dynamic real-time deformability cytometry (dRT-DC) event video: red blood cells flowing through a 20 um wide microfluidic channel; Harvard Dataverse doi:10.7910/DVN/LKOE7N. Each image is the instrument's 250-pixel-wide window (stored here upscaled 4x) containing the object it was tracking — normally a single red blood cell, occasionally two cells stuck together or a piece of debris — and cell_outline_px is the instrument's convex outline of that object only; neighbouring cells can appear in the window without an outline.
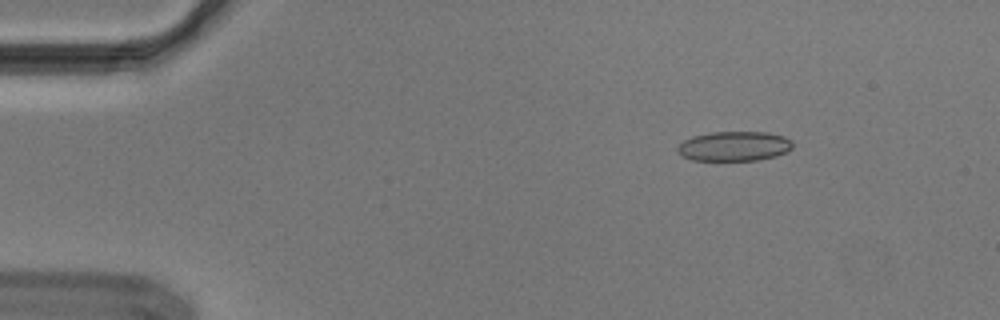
{"species": "Egyptian fruit bat (a non-hibernating species)", "species_latin": "Rousettus aegyptiacus", "temperature_condition": "cold", "stored_images_in_passage": 49, "camera_frame_rate_fps": 3000, "um_per_image_px": 0.085, "animal": {"sex": "male"}, "frame": {"image": 1, "passage_image": 2, "time_ms": 0.333, "image_size_px": [1000, 320], "cell_outline_px": [[792, 148], [788, 152], [776, 156], [756, 160], [692, 160], [676, 152], [676, 148], [684, 140], [692, 136], [712, 132], [768, 132], [784, 136], [792, 140]], "centroid_in_image_um": [62.42, 12.42], "position_along_channel_um": 22.6, "area_um2": 20.0}}
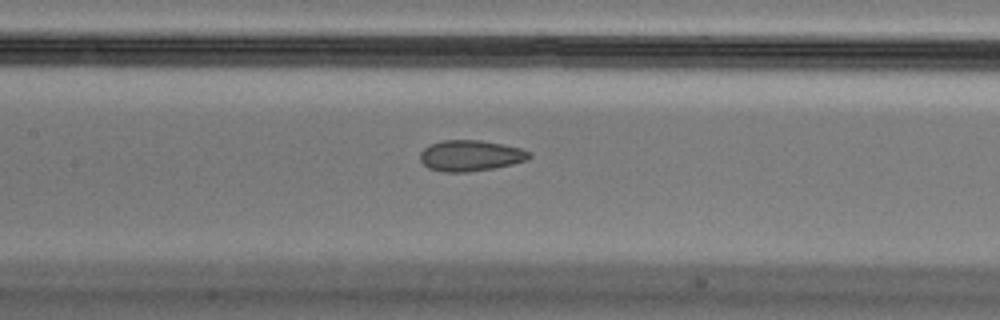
{"frame": {"image": 2, "passage_image": 20, "time_ms": 6.333, "image_size_px": [1000, 320], "cell_outline_px": [[532, 156], [528, 160], [512, 164], [492, 168], [468, 172], [440, 172], [428, 168], [420, 160], [420, 152], [428, 144], [444, 140], [480, 140], [504, 144], [520, 148], [532, 152]], "centroid_in_image_um": [39.99, 13.23], "position_along_channel_um": 167.4, "area_um2": 19.88}}
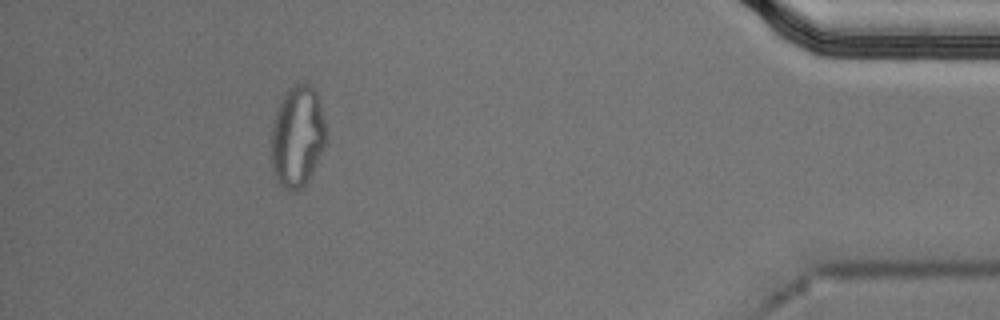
{"frame": {"image": 3, "passage_image": 44, "time_ms": 14.333, "image_size_px": [1000, 320], "cell_outline_px": [[328, 144], [304, 188], [296, 192], [288, 192], [276, 180], [272, 168], [272, 124], [280, 100], [288, 88], [296, 84], [312, 84], [320, 100], [328, 136]], "centroid_in_image_um": [25.32, 11.64], "position_along_channel_um": 409.9, "area_um2": 33.29}, "authors_computed_cell_mechanics": {"area_um2": 20.2878, "velocity_mm_per_s": 3.6919, "shape_relaxation_time_tau1_ms": null, "shape_relaxation_time_tau2_ms": 1.6922, "deformation_change_tau1": null, "deformation_change_tau2": 0.0671}}